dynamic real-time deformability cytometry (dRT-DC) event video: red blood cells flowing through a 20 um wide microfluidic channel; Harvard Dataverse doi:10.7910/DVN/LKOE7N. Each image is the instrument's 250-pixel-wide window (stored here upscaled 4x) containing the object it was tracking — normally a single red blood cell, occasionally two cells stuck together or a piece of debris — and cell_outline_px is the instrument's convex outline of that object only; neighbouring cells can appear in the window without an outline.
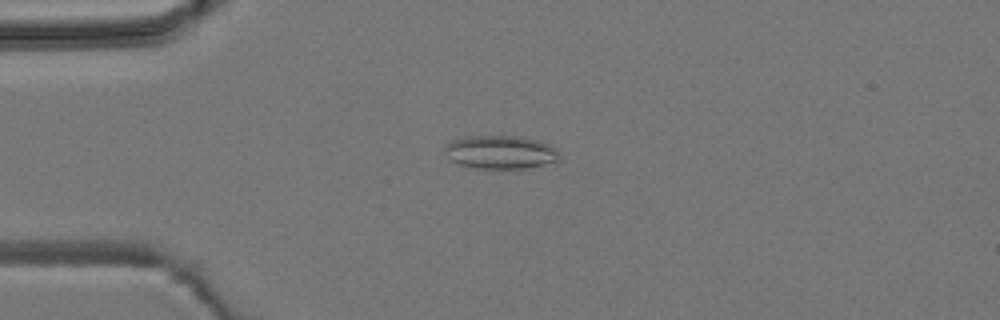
{"species": "common noctule bat (a hibernating species)", "species_latin": "Nyctalus noctula", "temperature_condition": "room temperature", "stored_images_in_passage": 5, "camera_frame_rate_fps": 3000, "um_per_image_px": 0.085, "animal": {"sex": "male", "body_mass_g": 19.2, "forearm_length_mm": 51.8}, "frame": {"image": 1, "passage_image": 3, "time_ms": 2.667, "image_size_px": [1000, 320], "cell_outline_px": [[560, 156], [556, 160], [524, 168], [476, 168], [456, 164], [448, 160], [444, 152], [444, 148], [452, 140], [468, 136], [512, 136], [540, 140], [556, 148], [560, 152]], "centroid_in_image_um": [42.48, 12.93], "position_along_channel_um": 42.5, "area_um2": 22.2}}